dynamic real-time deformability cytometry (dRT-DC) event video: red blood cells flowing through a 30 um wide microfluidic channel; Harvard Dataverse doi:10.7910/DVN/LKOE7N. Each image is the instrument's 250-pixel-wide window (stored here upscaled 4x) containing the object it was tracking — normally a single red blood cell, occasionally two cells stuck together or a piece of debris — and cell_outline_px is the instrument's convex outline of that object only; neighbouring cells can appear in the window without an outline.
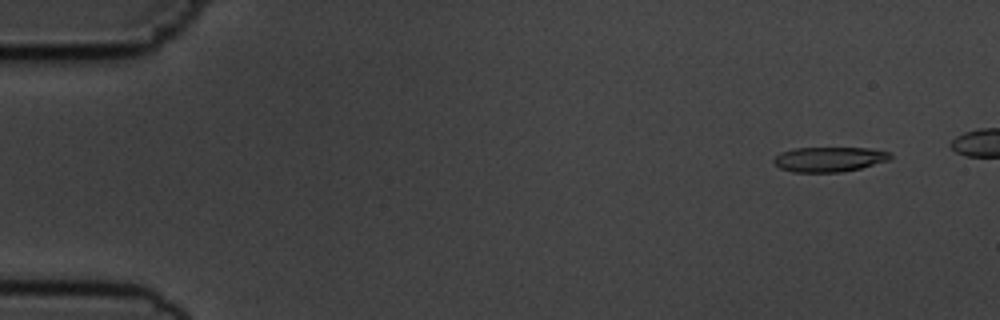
{"species": "common noctule bat (a hibernating species)", "species_latin": "Nyctalus noctula", "temperature_condition": "cold", "stored_images_in_passage": 49, "camera_frame_rate_fps": 3000, "um_per_image_px": 0.085, "animal": {"sex": "male", "body_mass_g": 19.5, "forearm_length_mm": 54.6}, "frame": {"image": 1, "passage_image": 4, "time_ms": 1.0, "image_size_px": [1000, 320], "cell_outline_px": [[892, 156], [888, 160], [860, 168], [844, 172], [792, 172], [780, 168], [772, 160], [780, 152], [792, 148], [868, 148], [888, 152]], "centroid_in_image_um": [70.44, 13.54], "position_along_channel_um": 14.6, "area_um2": 16.82}}
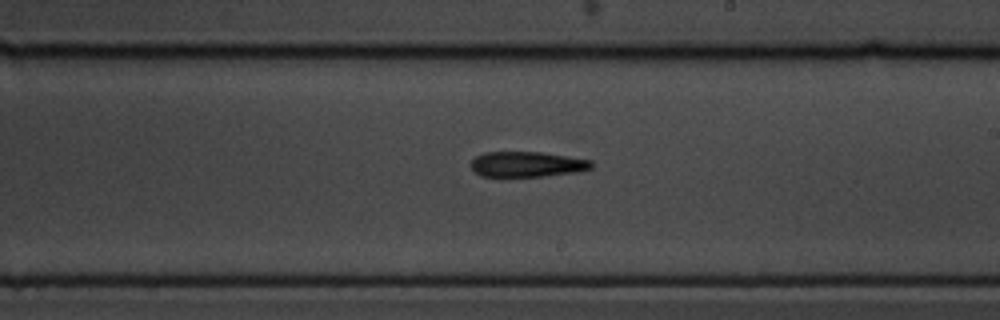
{"frame": {"image": 2, "passage_image": 32, "time_ms": 10.333, "image_size_px": [1000, 320], "cell_outline_px": [[592, 168], [576, 172], [540, 176], [480, 176], [468, 164], [476, 156], [484, 152], [540, 152], [592, 160]], "centroid_in_image_um": [44.76, 13.95], "position_along_channel_um": 244.2, "area_um2": 17.69}}
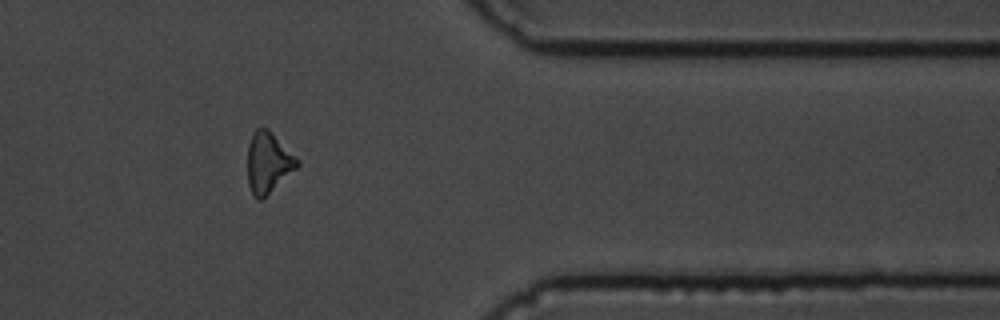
{"frame": {"image": 3, "passage_image": 45, "time_ms": 14.667, "image_size_px": [1000, 320], "cell_outline_px": [[300, 164], [296, 168], [260, 200], [256, 200], [248, 184], [248, 144], [252, 132], [256, 128], [268, 128], [300, 160]], "centroid_in_image_um": [22.79, 13.78], "position_along_channel_um": 388.6, "area_um2": 17.4}}